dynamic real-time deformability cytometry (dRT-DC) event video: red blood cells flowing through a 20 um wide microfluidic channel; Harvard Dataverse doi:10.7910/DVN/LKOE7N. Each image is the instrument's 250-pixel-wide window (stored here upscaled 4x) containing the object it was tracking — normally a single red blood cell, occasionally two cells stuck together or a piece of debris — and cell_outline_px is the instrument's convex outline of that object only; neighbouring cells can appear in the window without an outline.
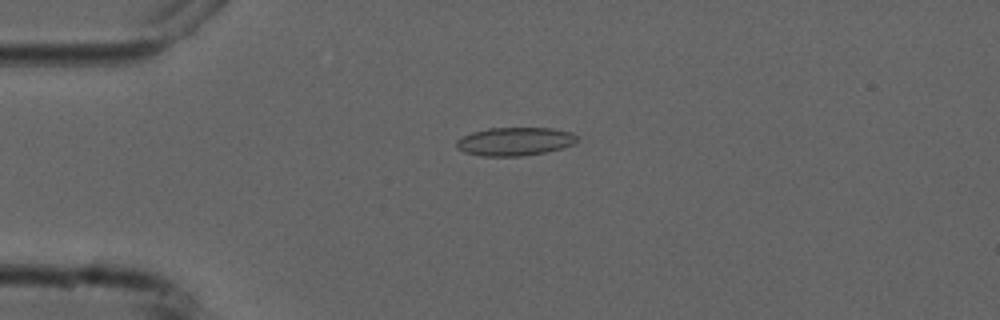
{"species": "common noctule bat (a hibernating species)", "species_latin": "Nyctalus noctula", "temperature_condition": "cold", "stored_images_in_passage": 5, "camera_frame_rate_fps": 3000, "um_per_image_px": 0.085, "animal": {"sex": "male", "forearm_length_mm": 52.5}, "frame": {"image": 1, "passage_image": 4, "time_ms": 3.333, "image_size_px": [1000, 320], "cell_outline_px": [[580, 140], [576, 144], [564, 148], [544, 152], [520, 156], [480, 156], [464, 152], [456, 148], [456, 140], [472, 132], [488, 128], [552, 128], [572, 132]], "centroid_in_image_um": [43.79, 12.02], "position_along_channel_um": 41.2, "area_um2": 20.11}}